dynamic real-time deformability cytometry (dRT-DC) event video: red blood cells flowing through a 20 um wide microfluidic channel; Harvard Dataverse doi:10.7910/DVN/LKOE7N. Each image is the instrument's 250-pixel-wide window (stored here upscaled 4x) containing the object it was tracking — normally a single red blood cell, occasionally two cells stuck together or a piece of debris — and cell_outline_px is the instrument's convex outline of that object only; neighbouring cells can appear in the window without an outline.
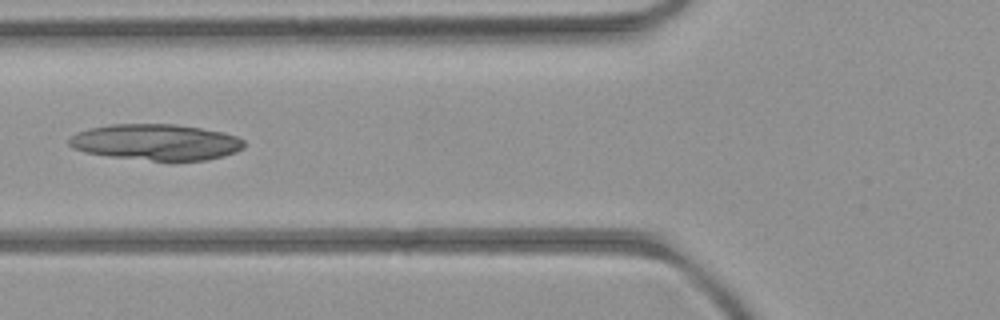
{"species": "common noctule bat (a hibernating species)", "species_latin": "Nyctalus noctula", "temperature_condition": "room temperature", "stored_images_in_passage": 6, "camera_frame_rate_fps": 3000, "um_per_image_px": 0.085, "animal": {"sex": "female", "body_mass_g": 21.9}, "frame": {"image": 1, "passage_image": 4, "time_ms": 3.667, "image_size_px": [1000, 320], "cell_outline_px": [[244, 148], [236, 152], [224, 156], [208, 160], [172, 164], [108, 156], [84, 152], [72, 148], [68, 144], [68, 140], [72, 136], [80, 132], [92, 128], [112, 124], [176, 124], [224, 132], [236, 136], [244, 140]], "centroid_in_image_um": [13.32, 12.13], "position_along_channel_um": 112.5, "area_um2": 37.8}}
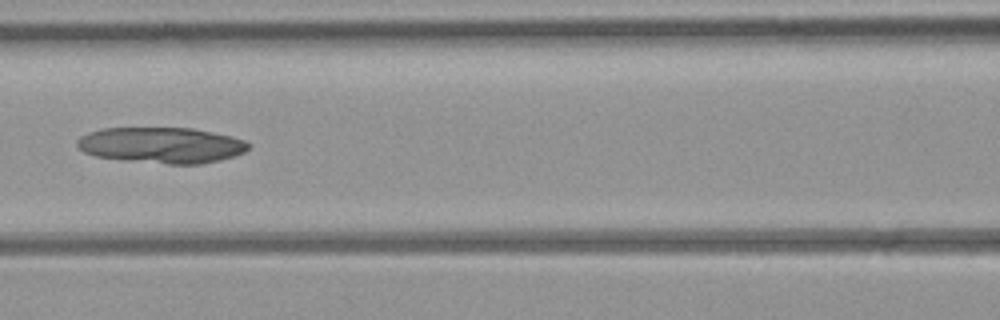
{"frame": {"image": 2, "passage_image": 5, "time_ms": 4.667, "image_size_px": [1000, 320], "cell_outline_px": [[248, 148], [244, 152], [220, 160], [200, 164], [168, 164], [128, 160], [96, 156], [84, 152], [76, 144], [76, 140], [80, 136], [88, 132], [104, 128], [192, 128], [232, 136], [244, 140], [248, 144]], "centroid_in_image_um": [13.71, 12.33], "position_along_channel_um": 152.9, "area_um2": 35.6}}
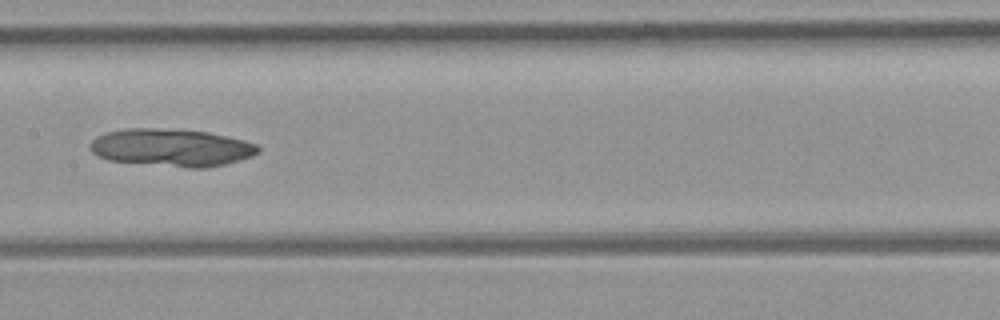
{"frame": {"image": 3, "passage_image": 6, "time_ms": 5.667, "image_size_px": [1000, 320], "cell_outline_px": [[260, 152], [252, 156], [224, 164], [208, 168], [188, 168], [108, 160], [96, 156], [88, 148], [88, 144], [96, 136], [108, 132], [128, 128], [152, 128], [208, 132], [244, 140], [256, 144], [260, 148]], "centroid_in_image_um": [14.55, 12.55], "position_along_channel_um": 192.9, "area_um2": 36.82}}